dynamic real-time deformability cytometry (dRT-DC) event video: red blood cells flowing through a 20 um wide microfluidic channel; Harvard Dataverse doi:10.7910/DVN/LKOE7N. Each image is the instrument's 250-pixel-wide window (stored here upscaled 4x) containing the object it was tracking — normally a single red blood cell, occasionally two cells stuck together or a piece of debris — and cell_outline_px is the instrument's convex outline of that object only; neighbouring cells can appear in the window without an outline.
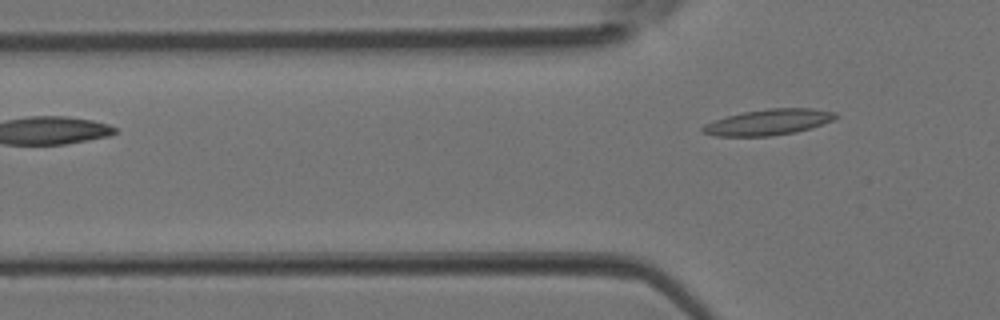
{"species": "Egyptian fruit bat (a non-hibernating species)", "species_latin": "Rousettus aegyptiacus", "temperature_condition": "room temperature", "stored_images_in_passage": 4, "camera_frame_rate_fps": 3000, "um_per_image_px": 0.085, "animal": {"sex": "female"}, "frame": {"image": 1, "passage_image": 4, "time_ms": 1.0, "image_size_px": [1000, 320], "cell_outline_px": [[840, 116], [832, 120], [812, 128], [796, 132], [772, 136], [712, 136], [700, 132], [700, 128], [704, 124], [728, 116], [744, 112], [768, 108], [812, 108], [836, 112]], "centroid_in_image_um": [65.32, 10.39], "position_along_channel_um": 60.5, "area_um2": 20.17}}